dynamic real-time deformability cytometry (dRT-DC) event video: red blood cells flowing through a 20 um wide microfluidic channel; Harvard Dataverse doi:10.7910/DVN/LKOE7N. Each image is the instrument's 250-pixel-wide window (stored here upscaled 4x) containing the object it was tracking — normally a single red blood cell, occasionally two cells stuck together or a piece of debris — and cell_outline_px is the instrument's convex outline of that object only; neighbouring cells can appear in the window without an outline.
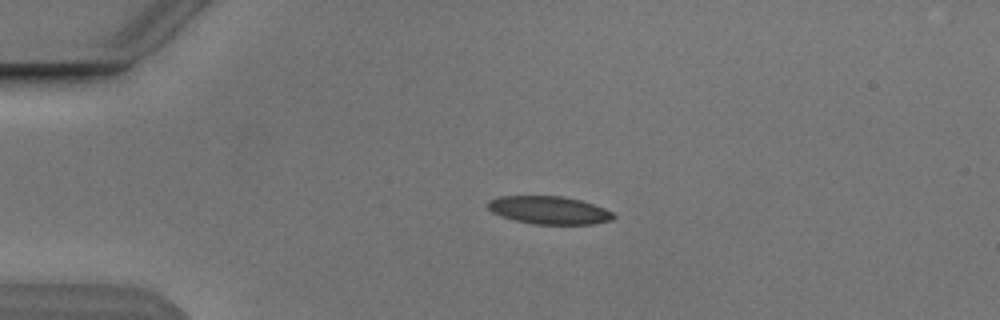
{"species": "Egyptian fruit bat (a non-hibernating species)", "species_latin": "Rousettus aegyptiacus", "temperature_condition": "cold", "stored_images_in_passage": 3, "camera_frame_rate_fps": 3000, "um_per_image_px": 0.085, "animal": {"sex": "male"}, "frame": {"image": 1, "passage_image": 2, "time_ms": 1.333, "image_size_px": [1000, 320], "cell_outline_px": [[616, 216], [612, 220], [596, 224], [532, 224], [512, 220], [500, 216], [492, 212], [488, 208], [488, 200], [496, 196], [560, 196], [580, 200], [604, 208], [612, 212]], "centroid_in_image_um": [46.64, 17.87], "position_along_channel_um": 38.4, "area_um2": 20.58}}